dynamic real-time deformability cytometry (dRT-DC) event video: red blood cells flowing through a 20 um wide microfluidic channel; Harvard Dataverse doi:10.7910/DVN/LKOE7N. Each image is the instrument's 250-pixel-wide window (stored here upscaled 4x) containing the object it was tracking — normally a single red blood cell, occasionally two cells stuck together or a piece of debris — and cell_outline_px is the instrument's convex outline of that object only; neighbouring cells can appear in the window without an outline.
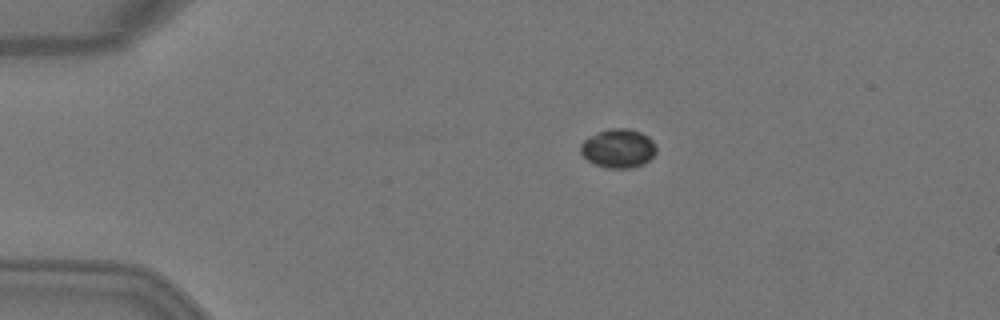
{"species": "Egyptian fruit bat (a non-hibernating species)", "species_latin": "Rousettus aegyptiacus", "temperature_condition": "warm", "stored_images_in_passage": 2, "camera_frame_rate_fps": 3000, "um_per_image_px": 0.085, "animal": {"sex": "female"}, "frame": {"image": 1, "passage_image": 1, "time_ms": 0.0, "image_size_px": [1000, 320], "cell_outline_px": [[656, 152], [644, 164], [632, 168], [604, 168], [592, 164], [580, 152], [580, 144], [588, 136], [608, 128], [628, 128], [640, 132], [648, 136], [656, 144]], "centroid_in_image_um": [52.54, 12.61], "position_along_channel_um": 32.5, "area_um2": 17.4}}